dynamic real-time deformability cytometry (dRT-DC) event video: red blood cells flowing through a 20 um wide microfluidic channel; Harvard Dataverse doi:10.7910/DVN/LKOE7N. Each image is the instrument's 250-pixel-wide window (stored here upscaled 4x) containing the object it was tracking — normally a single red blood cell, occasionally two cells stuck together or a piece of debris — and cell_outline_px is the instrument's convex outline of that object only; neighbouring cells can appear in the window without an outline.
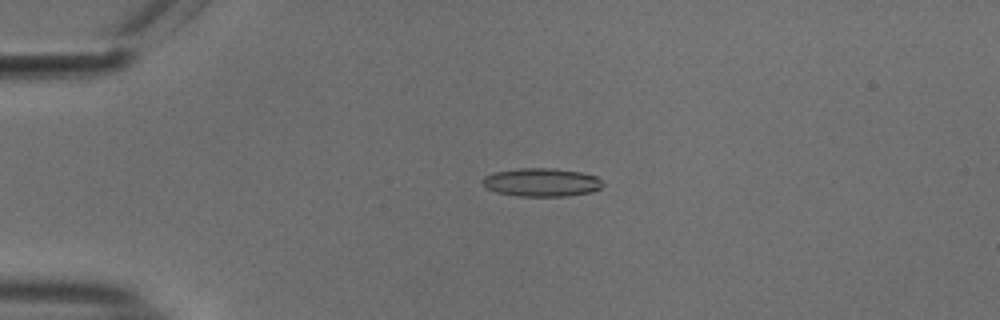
{"species": "common noctule bat (a hibernating species)", "species_latin": "Nyctalus noctula", "temperature_condition": "cold", "stored_images_in_passage": 46, "camera_frame_rate_fps": 3000, "um_per_image_px": 0.085, "animal": {"sex": "male", "body_mass_g": 18.8}, "frame": {"image": 1, "passage_image": 5, "time_ms": 1.333, "image_size_px": [1000, 320], "cell_outline_px": [[604, 184], [600, 188], [592, 192], [568, 196], [520, 196], [496, 192], [484, 188], [480, 180], [484, 176], [496, 172], [520, 168], [556, 168], [584, 172], [596, 176]], "centroid_in_image_um": [46.03, 15.49], "position_along_channel_um": 39.0, "area_um2": 20.11}}
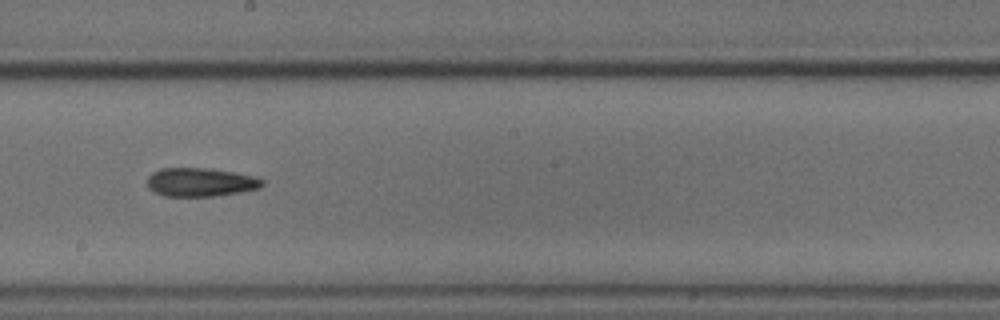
{"frame": {"image": 2, "passage_image": 23, "time_ms": 7.333, "image_size_px": [1000, 320], "cell_outline_px": [[264, 184], [260, 188], [240, 192], [216, 196], [164, 196], [148, 188], [148, 176], [152, 172], [160, 168], [208, 168], [236, 172], [256, 176], [264, 180]], "centroid_in_image_um": [17.07, 15.48], "position_along_channel_um": 231.1, "area_um2": 19.36}}
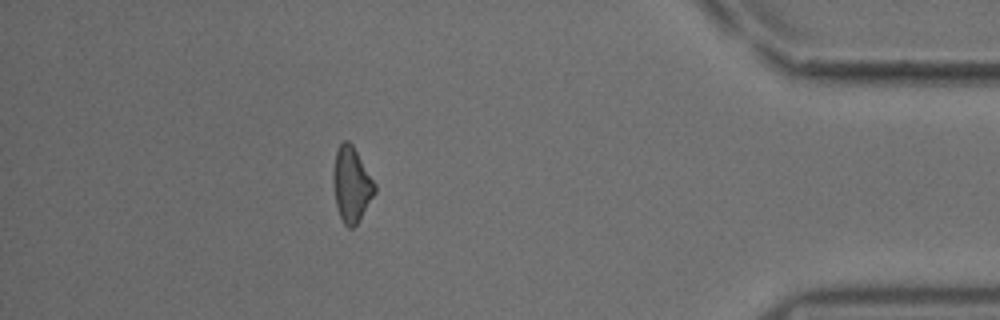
{"frame": {"image": 3, "passage_image": 40, "time_ms": 13.0, "image_size_px": [1000, 320], "cell_outline_px": [[376, 192], [356, 224], [352, 228], [348, 228], [344, 224], [340, 216], [336, 204], [332, 180], [332, 172], [336, 152], [340, 144], [344, 140], [348, 140], [352, 144], [376, 184]], "centroid_in_image_um": [29.87, 15.67], "position_along_channel_um": 405.3, "area_um2": 18.03}, "authors_computed_cell_mechanics": {"area_um2": 18.9006, "velocity_mm_per_s": 3.7943, "shape_relaxation_time_tau1_ms": 8.9766, "shape_relaxation_time_tau2_ms": 9.5238, "deformation_change_tau1": 0.1698, "deformation_change_tau2": 0.2471}}